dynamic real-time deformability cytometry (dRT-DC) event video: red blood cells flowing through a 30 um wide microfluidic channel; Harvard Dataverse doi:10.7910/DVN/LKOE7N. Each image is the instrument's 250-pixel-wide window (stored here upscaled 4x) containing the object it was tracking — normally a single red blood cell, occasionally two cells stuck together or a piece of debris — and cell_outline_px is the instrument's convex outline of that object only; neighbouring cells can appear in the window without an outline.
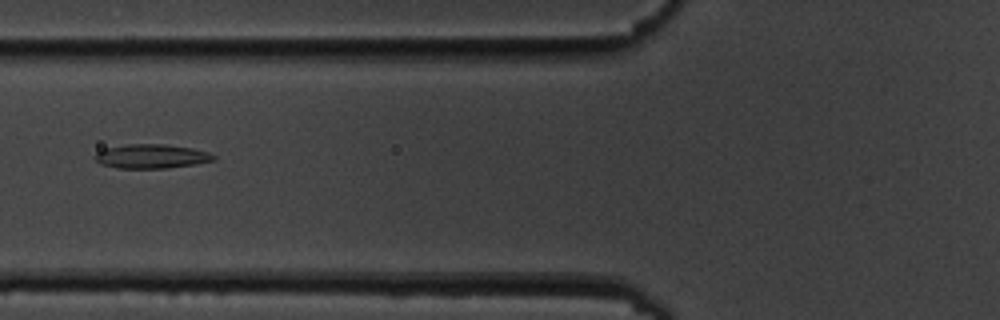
{"species": "common noctule bat (a hibernating species)", "species_latin": "Nyctalus noctula", "temperature_condition": "cold", "stored_images_in_passage": 12, "camera_frame_rate_fps": 3000, "um_per_image_px": 0.085, "animal": {"sex": "male", "body_mass_g": 19.5, "forearm_length_mm": 54.6}, "frame": {"image": 1, "passage_image": 7, "time_ms": 7.333, "image_size_px": [1000, 320], "cell_outline_px": [[216, 160], [196, 164], [168, 168], [116, 168], [100, 164], [92, 156], [96, 152], [104, 148], [128, 144], [164, 144], [192, 148], [208, 152], [216, 156]], "centroid_in_image_um": [12.85, 13.29], "position_along_channel_um": 113.0, "area_um2": 16.88}}
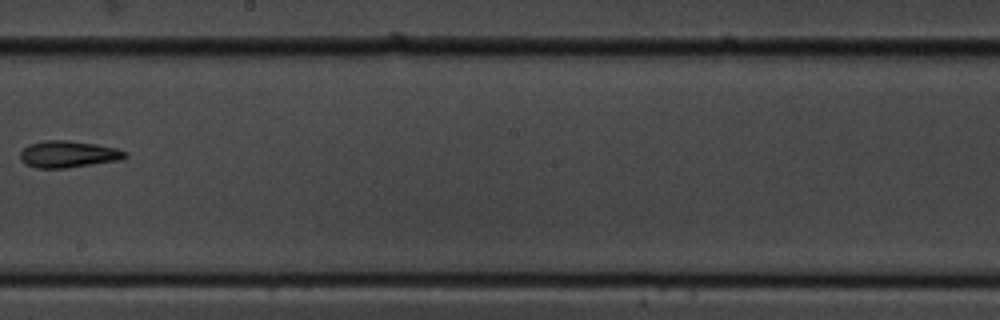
{"frame": {"image": 2, "passage_image": 10, "time_ms": 11.0, "image_size_px": [1000, 320], "cell_outline_px": [[128, 156], [120, 160], [68, 168], [36, 168], [24, 164], [20, 160], [20, 152], [28, 144], [44, 140], [68, 140], [96, 144], [116, 148], [128, 152]], "centroid_in_image_um": [5.79, 13.11], "position_along_channel_um": 242.4, "area_um2": 16.59}}
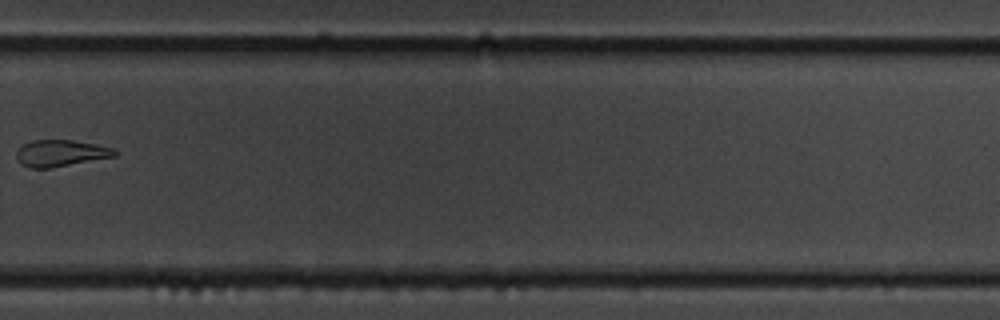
{"frame": {"image": 3, "passage_image": 12, "time_ms": 13.333, "image_size_px": [1000, 320], "cell_outline_px": [[120, 152], [116, 156], [52, 168], [28, 168], [20, 164], [16, 160], [16, 152], [24, 144], [32, 140], [72, 140], [96, 144], [112, 148]], "centroid_in_image_um": [5.15, 13.03], "position_along_channel_um": 324.6, "area_um2": 15.37}}